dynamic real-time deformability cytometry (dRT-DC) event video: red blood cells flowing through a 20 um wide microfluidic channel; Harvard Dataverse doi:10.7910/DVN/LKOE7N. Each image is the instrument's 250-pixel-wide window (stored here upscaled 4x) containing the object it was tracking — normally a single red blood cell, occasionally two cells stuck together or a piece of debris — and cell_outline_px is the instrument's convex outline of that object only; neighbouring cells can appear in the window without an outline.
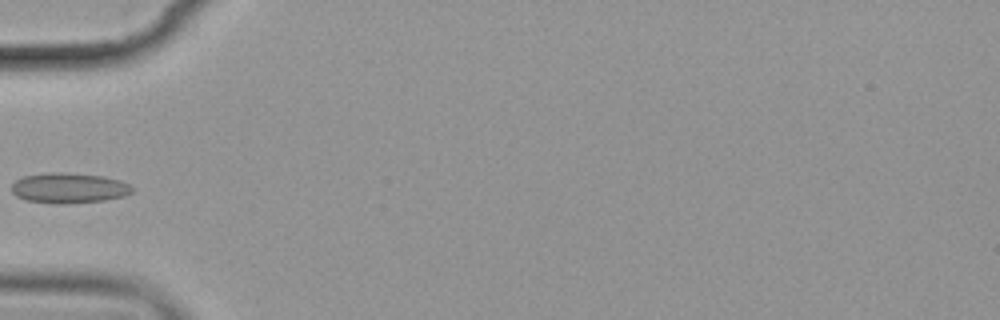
{"species": "common noctule bat (a hibernating species)", "species_latin": "Nyctalus noctula", "temperature_condition": "cold", "stored_images_in_passage": 6, "camera_frame_rate_fps": 3000, "um_per_image_px": 0.085, "animal": {"sex": "female", "body_mass_g": 19.9}, "frame": {"image": 1, "passage_image": 6, "time_ms": 6.333, "image_size_px": [1000, 320], "cell_outline_px": [[136, 188], [132, 192], [124, 196], [104, 200], [64, 204], [56, 204], [24, 200], [16, 196], [12, 192], [12, 184], [16, 180], [24, 176], [48, 172], [64, 172], [100, 176], [120, 180]], "centroid_in_image_um": [5.85, 15.98], "position_along_channel_um": 79.2, "area_um2": 21.39}}